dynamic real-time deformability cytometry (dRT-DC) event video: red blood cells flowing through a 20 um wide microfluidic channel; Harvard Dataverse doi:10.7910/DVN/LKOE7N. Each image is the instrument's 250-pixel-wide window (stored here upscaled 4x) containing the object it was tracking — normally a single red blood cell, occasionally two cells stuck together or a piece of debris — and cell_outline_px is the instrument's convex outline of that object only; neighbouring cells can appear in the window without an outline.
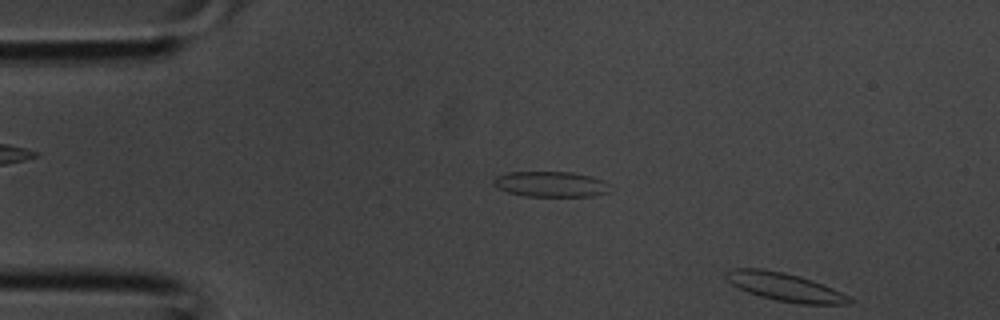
{"species": "common noctule bat (a hibernating species)", "species_latin": "Nyctalus noctula", "temperature_condition": "room temperature", "stored_images_in_passage": 9, "segment_of_instrument_passage": [2, 2], "camera_frame_rate_fps": 3000, "um_per_image_px": 0.085, "animal": {"sex": "male", "body_mass_g": 20.1, "forearm_length_mm": 53.5}, "frame": {"image": 1, "passage_image": 9, "time_ms": 2.667, "image_size_px": [1000, 320], "cell_outline_px": [[852, 300], [848, 304], [800, 304], [776, 300], [760, 296], [748, 292], [732, 284], [724, 276], [724, 272], [732, 268], [764, 268], [784, 272], [800, 276], [812, 280], [832, 288], [848, 296]], "centroid_in_image_um": [66.67, 24.37], "position_along_channel_um": 18.3, "area_um2": 20.17}}